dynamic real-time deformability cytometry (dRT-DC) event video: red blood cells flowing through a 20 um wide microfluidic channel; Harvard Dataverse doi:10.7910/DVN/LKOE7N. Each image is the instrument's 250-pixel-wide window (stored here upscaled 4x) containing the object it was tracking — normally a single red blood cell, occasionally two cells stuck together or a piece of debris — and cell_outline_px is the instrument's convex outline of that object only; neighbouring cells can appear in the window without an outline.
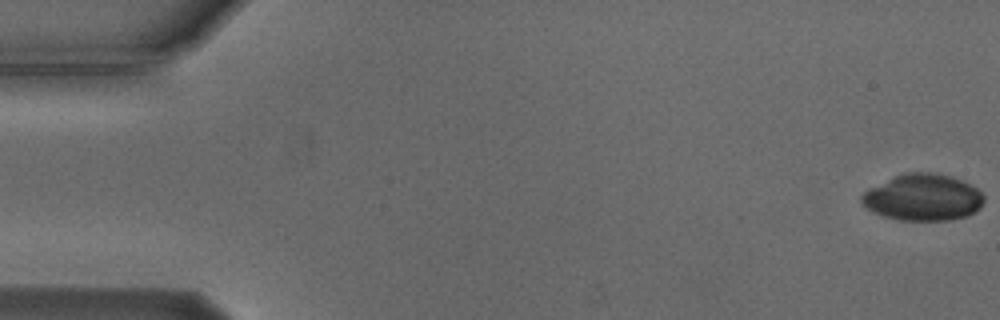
{"species": "Egyptian fruit bat (a non-hibernating species)", "species_latin": "Rousettus aegyptiacus", "temperature_condition": "cold", "stored_images_in_passage": 51, "camera_frame_rate_fps": 3000, "um_per_image_px": 0.085, "animal": {"sex": "male"}, "frame": {"image": 1, "passage_image": 1, "time_ms": 0.0, "image_size_px": [1000, 320], "cell_outline_px": [[984, 200], [980, 208], [968, 216], [952, 220], [900, 220], [884, 216], [872, 212], [864, 208], [860, 200], [860, 196], [864, 192], [904, 172], [936, 172], [952, 176], [976, 188], [984, 196]], "centroid_in_image_um": [78.46, 16.79], "position_along_channel_um": 6.5, "area_um2": 33.18}}
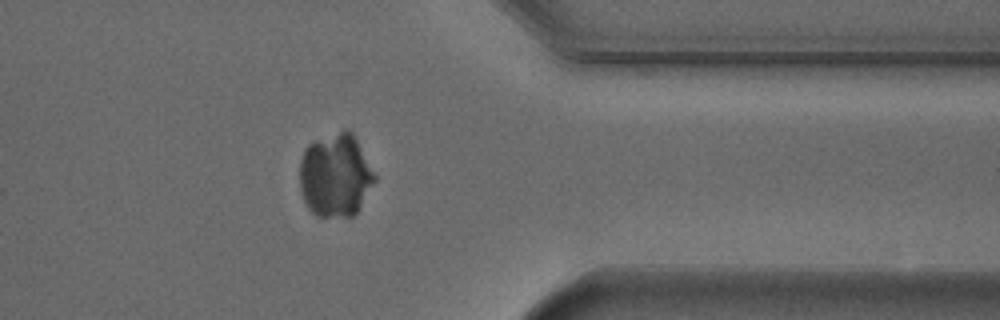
{"frame": {"image": 2, "passage_image": 44, "time_ms": 14.333, "image_size_px": [1000, 320], "cell_outline_px": [[376, 180], [360, 208], [352, 216], [316, 216], [308, 208], [304, 200], [300, 188], [300, 160], [304, 148], [308, 144], [316, 140], [344, 128], [348, 128], [352, 132], [376, 176]], "centroid_in_image_um": [28.5, 14.89], "position_along_channel_um": 382.9, "area_um2": 36.47}}